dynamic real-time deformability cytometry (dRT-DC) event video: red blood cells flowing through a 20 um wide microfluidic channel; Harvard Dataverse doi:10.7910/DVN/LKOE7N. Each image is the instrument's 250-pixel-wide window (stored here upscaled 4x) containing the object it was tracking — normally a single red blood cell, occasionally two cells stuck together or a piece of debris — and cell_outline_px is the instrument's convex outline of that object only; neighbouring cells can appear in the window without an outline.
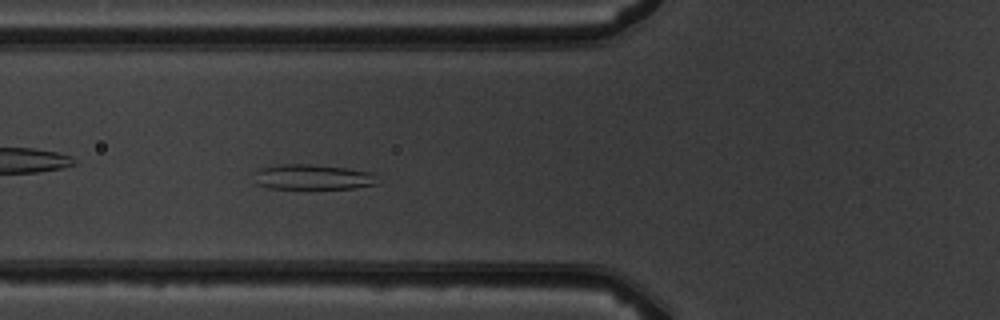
{"species": "common noctule bat (a hibernating species)", "species_latin": "Nyctalus noctula", "temperature_condition": "warm", "stored_images_in_passage": 8, "camera_frame_rate_fps": 3000, "um_per_image_px": 0.085, "animal": {"sex": "male", "body_mass_g": 19.5, "forearm_length_mm": 54.6}, "frame": {"image": 1, "passage_image": 7, "time_ms": 6.667, "image_size_px": [1000, 320], "cell_outline_px": [[380, 184], [352, 188], [268, 188], [256, 184], [252, 172], [260, 168], [280, 164], [308, 164], [348, 168], [372, 172]], "centroid_in_image_um": [26.55, 15.04], "position_along_channel_um": 99.2, "area_um2": 18.26}}